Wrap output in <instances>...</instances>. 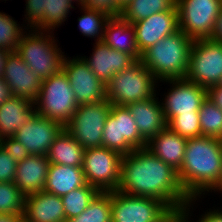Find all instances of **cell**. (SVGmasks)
<instances>
[{
  "mask_svg": "<svg viewBox=\"0 0 222 222\" xmlns=\"http://www.w3.org/2000/svg\"><path fill=\"white\" fill-rule=\"evenodd\" d=\"M117 191L155 198L172 212L184 210L190 202L177 171L146 148L134 149L123 156Z\"/></svg>",
  "mask_w": 222,
  "mask_h": 222,
  "instance_id": "obj_1",
  "label": "cell"
},
{
  "mask_svg": "<svg viewBox=\"0 0 222 222\" xmlns=\"http://www.w3.org/2000/svg\"><path fill=\"white\" fill-rule=\"evenodd\" d=\"M222 170L221 139L201 136L187 139L184 160L177 171L190 199L203 197L214 187Z\"/></svg>",
  "mask_w": 222,
  "mask_h": 222,
  "instance_id": "obj_2",
  "label": "cell"
},
{
  "mask_svg": "<svg viewBox=\"0 0 222 222\" xmlns=\"http://www.w3.org/2000/svg\"><path fill=\"white\" fill-rule=\"evenodd\" d=\"M192 43L190 36L178 30L146 49L140 61L158 81L184 79Z\"/></svg>",
  "mask_w": 222,
  "mask_h": 222,
  "instance_id": "obj_3",
  "label": "cell"
},
{
  "mask_svg": "<svg viewBox=\"0 0 222 222\" xmlns=\"http://www.w3.org/2000/svg\"><path fill=\"white\" fill-rule=\"evenodd\" d=\"M56 35L57 32L29 28L17 45L16 53L40 80H45L63 69L66 55Z\"/></svg>",
  "mask_w": 222,
  "mask_h": 222,
  "instance_id": "obj_4",
  "label": "cell"
},
{
  "mask_svg": "<svg viewBox=\"0 0 222 222\" xmlns=\"http://www.w3.org/2000/svg\"><path fill=\"white\" fill-rule=\"evenodd\" d=\"M158 80L137 60L127 69L116 73L106 84L107 100L115 105L143 101L157 95Z\"/></svg>",
  "mask_w": 222,
  "mask_h": 222,
  "instance_id": "obj_5",
  "label": "cell"
},
{
  "mask_svg": "<svg viewBox=\"0 0 222 222\" xmlns=\"http://www.w3.org/2000/svg\"><path fill=\"white\" fill-rule=\"evenodd\" d=\"M34 106L37 115L56 121L63 127L68 124L78 105L63 69L42 80L40 93Z\"/></svg>",
  "mask_w": 222,
  "mask_h": 222,
  "instance_id": "obj_6",
  "label": "cell"
},
{
  "mask_svg": "<svg viewBox=\"0 0 222 222\" xmlns=\"http://www.w3.org/2000/svg\"><path fill=\"white\" fill-rule=\"evenodd\" d=\"M222 77V42L193 40L185 80L208 89L217 86Z\"/></svg>",
  "mask_w": 222,
  "mask_h": 222,
  "instance_id": "obj_7",
  "label": "cell"
},
{
  "mask_svg": "<svg viewBox=\"0 0 222 222\" xmlns=\"http://www.w3.org/2000/svg\"><path fill=\"white\" fill-rule=\"evenodd\" d=\"M111 105L108 100L78 105L64 128L84 149L101 147L102 134Z\"/></svg>",
  "mask_w": 222,
  "mask_h": 222,
  "instance_id": "obj_8",
  "label": "cell"
},
{
  "mask_svg": "<svg viewBox=\"0 0 222 222\" xmlns=\"http://www.w3.org/2000/svg\"><path fill=\"white\" fill-rule=\"evenodd\" d=\"M123 155L107 147L85 149L82 170L87 184L100 192L117 190Z\"/></svg>",
  "mask_w": 222,
  "mask_h": 222,
  "instance_id": "obj_9",
  "label": "cell"
},
{
  "mask_svg": "<svg viewBox=\"0 0 222 222\" xmlns=\"http://www.w3.org/2000/svg\"><path fill=\"white\" fill-rule=\"evenodd\" d=\"M103 147L115 150L123 156L134 149L145 148L146 140L140 135L129 109L125 105H111L103 134Z\"/></svg>",
  "mask_w": 222,
  "mask_h": 222,
  "instance_id": "obj_10",
  "label": "cell"
},
{
  "mask_svg": "<svg viewBox=\"0 0 222 222\" xmlns=\"http://www.w3.org/2000/svg\"><path fill=\"white\" fill-rule=\"evenodd\" d=\"M171 213L155 198L111 191V222H164Z\"/></svg>",
  "mask_w": 222,
  "mask_h": 222,
  "instance_id": "obj_11",
  "label": "cell"
},
{
  "mask_svg": "<svg viewBox=\"0 0 222 222\" xmlns=\"http://www.w3.org/2000/svg\"><path fill=\"white\" fill-rule=\"evenodd\" d=\"M179 30L193 40L211 37L222 9L220 0H176Z\"/></svg>",
  "mask_w": 222,
  "mask_h": 222,
  "instance_id": "obj_12",
  "label": "cell"
},
{
  "mask_svg": "<svg viewBox=\"0 0 222 222\" xmlns=\"http://www.w3.org/2000/svg\"><path fill=\"white\" fill-rule=\"evenodd\" d=\"M164 84L169 87L165 88L167 92L164 91L163 94L160 90L164 88L161 87ZM157 90V96H161L167 124L177 115L199 113L203 101L207 98V89L185 79L159 81Z\"/></svg>",
  "mask_w": 222,
  "mask_h": 222,
  "instance_id": "obj_13",
  "label": "cell"
},
{
  "mask_svg": "<svg viewBox=\"0 0 222 222\" xmlns=\"http://www.w3.org/2000/svg\"><path fill=\"white\" fill-rule=\"evenodd\" d=\"M76 56L66 55L63 71L67 75L76 97L77 105L98 103L107 100L106 84L99 80L84 60Z\"/></svg>",
  "mask_w": 222,
  "mask_h": 222,
  "instance_id": "obj_14",
  "label": "cell"
},
{
  "mask_svg": "<svg viewBox=\"0 0 222 222\" xmlns=\"http://www.w3.org/2000/svg\"><path fill=\"white\" fill-rule=\"evenodd\" d=\"M63 129L60 123L35 113L13 137L26 148L30 155L47 156L53 141Z\"/></svg>",
  "mask_w": 222,
  "mask_h": 222,
  "instance_id": "obj_15",
  "label": "cell"
},
{
  "mask_svg": "<svg viewBox=\"0 0 222 222\" xmlns=\"http://www.w3.org/2000/svg\"><path fill=\"white\" fill-rule=\"evenodd\" d=\"M3 79L10 87L12 96L35 103L40 93L41 82L16 52H8Z\"/></svg>",
  "mask_w": 222,
  "mask_h": 222,
  "instance_id": "obj_16",
  "label": "cell"
},
{
  "mask_svg": "<svg viewBox=\"0 0 222 222\" xmlns=\"http://www.w3.org/2000/svg\"><path fill=\"white\" fill-rule=\"evenodd\" d=\"M92 45V50H89L92 53L89 56H79L104 84H107L116 73L136 62L131 55L114 50L103 41L94 42Z\"/></svg>",
  "mask_w": 222,
  "mask_h": 222,
  "instance_id": "obj_17",
  "label": "cell"
},
{
  "mask_svg": "<svg viewBox=\"0 0 222 222\" xmlns=\"http://www.w3.org/2000/svg\"><path fill=\"white\" fill-rule=\"evenodd\" d=\"M136 45L142 54L161 39L179 30L178 11H163L133 23Z\"/></svg>",
  "mask_w": 222,
  "mask_h": 222,
  "instance_id": "obj_18",
  "label": "cell"
},
{
  "mask_svg": "<svg viewBox=\"0 0 222 222\" xmlns=\"http://www.w3.org/2000/svg\"><path fill=\"white\" fill-rule=\"evenodd\" d=\"M22 218L28 222H66L60 196L40 191L25 196Z\"/></svg>",
  "mask_w": 222,
  "mask_h": 222,
  "instance_id": "obj_19",
  "label": "cell"
},
{
  "mask_svg": "<svg viewBox=\"0 0 222 222\" xmlns=\"http://www.w3.org/2000/svg\"><path fill=\"white\" fill-rule=\"evenodd\" d=\"M136 122L140 135L148 141L167 127L159 96L126 105Z\"/></svg>",
  "mask_w": 222,
  "mask_h": 222,
  "instance_id": "obj_20",
  "label": "cell"
},
{
  "mask_svg": "<svg viewBox=\"0 0 222 222\" xmlns=\"http://www.w3.org/2000/svg\"><path fill=\"white\" fill-rule=\"evenodd\" d=\"M50 162L45 155H30L16 166L13 183L25 195L44 191Z\"/></svg>",
  "mask_w": 222,
  "mask_h": 222,
  "instance_id": "obj_21",
  "label": "cell"
},
{
  "mask_svg": "<svg viewBox=\"0 0 222 222\" xmlns=\"http://www.w3.org/2000/svg\"><path fill=\"white\" fill-rule=\"evenodd\" d=\"M187 139L168 126L146 142L145 148L178 171L183 163Z\"/></svg>",
  "mask_w": 222,
  "mask_h": 222,
  "instance_id": "obj_22",
  "label": "cell"
},
{
  "mask_svg": "<svg viewBox=\"0 0 222 222\" xmlns=\"http://www.w3.org/2000/svg\"><path fill=\"white\" fill-rule=\"evenodd\" d=\"M102 41L114 50L131 55L136 61L141 59L134 26L121 16H112L108 19Z\"/></svg>",
  "mask_w": 222,
  "mask_h": 222,
  "instance_id": "obj_23",
  "label": "cell"
},
{
  "mask_svg": "<svg viewBox=\"0 0 222 222\" xmlns=\"http://www.w3.org/2000/svg\"><path fill=\"white\" fill-rule=\"evenodd\" d=\"M35 113L33 102L11 96L0 106V139L13 137Z\"/></svg>",
  "mask_w": 222,
  "mask_h": 222,
  "instance_id": "obj_24",
  "label": "cell"
},
{
  "mask_svg": "<svg viewBox=\"0 0 222 222\" xmlns=\"http://www.w3.org/2000/svg\"><path fill=\"white\" fill-rule=\"evenodd\" d=\"M86 184L82 167L50 164L44 191L62 197Z\"/></svg>",
  "mask_w": 222,
  "mask_h": 222,
  "instance_id": "obj_25",
  "label": "cell"
},
{
  "mask_svg": "<svg viewBox=\"0 0 222 222\" xmlns=\"http://www.w3.org/2000/svg\"><path fill=\"white\" fill-rule=\"evenodd\" d=\"M85 149L64 128L47 155L50 164L82 167Z\"/></svg>",
  "mask_w": 222,
  "mask_h": 222,
  "instance_id": "obj_26",
  "label": "cell"
},
{
  "mask_svg": "<svg viewBox=\"0 0 222 222\" xmlns=\"http://www.w3.org/2000/svg\"><path fill=\"white\" fill-rule=\"evenodd\" d=\"M163 11H178L176 0H130L122 7L120 16L133 24Z\"/></svg>",
  "mask_w": 222,
  "mask_h": 222,
  "instance_id": "obj_27",
  "label": "cell"
},
{
  "mask_svg": "<svg viewBox=\"0 0 222 222\" xmlns=\"http://www.w3.org/2000/svg\"><path fill=\"white\" fill-rule=\"evenodd\" d=\"M72 9L78 8L68 0H48V11H44V17L32 29L57 32L68 22Z\"/></svg>",
  "mask_w": 222,
  "mask_h": 222,
  "instance_id": "obj_28",
  "label": "cell"
},
{
  "mask_svg": "<svg viewBox=\"0 0 222 222\" xmlns=\"http://www.w3.org/2000/svg\"><path fill=\"white\" fill-rule=\"evenodd\" d=\"M80 17H77L78 29L83 37L101 42L104 36L105 25L110 18L101 11L92 10L83 6L78 7Z\"/></svg>",
  "mask_w": 222,
  "mask_h": 222,
  "instance_id": "obj_29",
  "label": "cell"
},
{
  "mask_svg": "<svg viewBox=\"0 0 222 222\" xmlns=\"http://www.w3.org/2000/svg\"><path fill=\"white\" fill-rule=\"evenodd\" d=\"M100 191L89 184L61 197L66 220L79 216Z\"/></svg>",
  "mask_w": 222,
  "mask_h": 222,
  "instance_id": "obj_30",
  "label": "cell"
},
{
  "mask_svg": "<svg viewBox=\"0 0 222 222\" xmlns=\"http://www.w3.org/2000/svg\"><path fill=\"white\" fill-rule=\"evenodd\" d=\"M28 29L24 22H18L8 13L0 11V49L16 52L21 37Z\"/></svg>",
  "mask_w": 222,
  "mask_h": 222,
  "instance_id": "obj_31",
  "label": "cell"
},
{
  "mask_svg": "<svg viewBox=\"0 0 222 222\" xmlns=\"http://www.w3.org/2000/svg\"><path fill=\"white\" fill-rule=\"evenodd\" d=\"M66 222H111V191L99 192L85 211Z\"/></svg>",
  "mask_w": 222,
  "mask_h": 222,
  "instance_id": "obj_32",
  "label": "cell"
},
{
  "mask_svg": "<svg viewBox=\"0 0 222 222\" xmlns=\"http://www.w3.org/2000/svg\"><path fill=\"white\" fill-rule=\"evenodd\" d=\"M199 118L202 136L222 138V110L208 98L199 109Z\"/></svg>",
  "mask_w": 222,
  "mask_h": 222,
  "instance_id": "obj_33",
  "label": "cell"
},
{
  "mask_svg": "<svg viewBox=\"0 0 222 222\" xmlns=\"http://www.w3.org/2000/svg\"><path fill=\"white\" fill-rule=\"evenodd\" d=\"M25 195L13 182H0V214L23 215Z\"/></svg>",
  "mask_w": 222,
  "mask_h": 222,
  "instance_id": "obj_34",
  "label": "cell"
},
{
  "mask_svg": "<svg viewBox=\"0 0 222 222\" xmlns=\"http://www.w3.org/2000/svg\"><path fill=\"white\" fill-rule=\"evenodd\" d=\"M167 126L180 136L190 139L201 137L199 113H187L175 116Z\"/></svg>",
  "mask_w": 222,
  "mask_h": 222,
  "instance_id": "obj_35",
  "label": "cell"
},
{
  "mask_svg": "<svg viewBox=\"0 0 222 222\" xmlns=\"http://www.w3.org/2000/svg\"><path fill=\"white\" fill-rule=\"evenodd\" d=\"M202 201H204L203 197L199 198H193L190 200L188 205L184 208V210L191 216L194 217L193 219L195 220L194 222H222V204L217 203V206L214 201V206L211 208H207V210H203V213L200 214L199 210V215L196 216V214H193V212L199 207ZM200 203V204H199ZM220 206L218 207V205ZM197 217L195 219V216Z\"/></svg>",
  "mask_w": 222,
  "mask_h": 222,
  "instance_id": "obj_36",
  "label": "cell"
},
{
  "mask_svg": "<svg viewBox=\"0 0 222 222\" xmlns=\"http://www.w3.org/2000/svg\"><path fill=\"white\" fill-rule=\"evenodd\" d=\"M44 11H48V0H25L24 24L28 28H33L43 17Z\"/></svg>",
  "mask_w": 222,
  "mask_h": 222,
  "instance_id": "obj_37",
  "label": "cell"
},
{
  "mask_svg": "<svg viewBox=\"0 0 222 222\" xmlns=\"http://www.w3.org/2000/svg\"><path fill=\"white\" fill-rule=\"evenodd\" d=\"M0 145L17 164L30 156L26 148L14 137L0 139Z\"/></svg>",
  "mask_w": 222,
  "mask_h": 222,
  "instance_id": "obj_38",
  "label": "cell"
},
{
  "mask_svg": "<svg viewBox=\"0 0 222 222\" xmlns=\"http://www.w3.org/2000/svg\"><path fill=\"white\" fill-rule=\"evenodd\" d=\"M82 6L104 12L110 17L120 16L122 11V7L118 4L117 0H84Z\"/></svg>",
  "mask_w": 222,
  "mask_h": 222,
  "instance_id": "obj_39",
  "label": "cell"
},
{
  "mask_svg": "<svg viewBox=\"0 0 222 222\" xmlns=\"http://www.w3.org/2000/svg\"><path fill=\"white\" fill-rule=\"evenodd\" d=\"M17 163L0 145V182H13L16 175Z\"/></svg>",
  "mask_w": 222,
  "mask_h": 222,
  "instance_id": "obj_40",
  "label": "cell"
},
{
  "mask_svg": "<svg viewBox=\"0 0 222 222\" xmlns=\"http://www.w3.org/2000/svg\"><path fill=\"white\" fill-rule=\"evenodd\" d=\"M207 98L222 110V87L217 85L207 89Z\"/></svg>",
  "mask_w": 222,
  "mask_h": 222,
  "instance_id": "obj_41",
  "label": "cell"
},
{
  "mask_svg": "<svg viewBox=\"0 0 222 222\" xmlns=\"http://www.w3.org/2000/svg\"><path fill=\"white\" fill-rule=\"evenodd\" d=\"M164 222H194V219L185 210H180L172 212Z\"/></svg>",
  "mask_w": 222,
  "mask_h": 222,
  "instance_id": "obj_42",
  "label": "cell"
},
{
  "mask_svg": "<svg viewBox=\"0 0 222 222\" xmlns=\"http://www.w3.org/2000/svg\"><path fill=\"white\" fill-rule=\"evenodd\" d=\"M210 39L217 42H222V9L216 19L215 27Z\"/></svg>",
  "mask_w": 222,
  "mask_h": 222,
  "instance_id": "obj_43",
  "label": "cell"
},
{
  "mask_svg": "<svg viewBox=\"0 0 222 222\" xmlns=\"http://www.w3.org/2000/svg\"><path fill=\"white\" fill-rule=\"evenodd\" d=\"M12 96L11 90L7 82L0 77V106Z\"/></svg>",
  "mask_w": 222,
  "mask_h": 222,
  "instance_id": "obj_44",
  "label": "cell"
},
{
  "mask_svg": "<svg viewBox=\"0 0 222 222\" xmlns=\"http://www.w3.org/2000/svg\"><path fill=\"white\" fill-rule=\"evenodd\" d=\"M219 194L222 196V170H221V173H220L218 181L216 182L214 187L205 196L206 197L207 196H211L212 198H214L213 197L214 195H215V197H216V195H218V197L220 198L221 196Z\"/></svg>",
  "mask_w": 222,
  "mask_h": 222,
  "instance_id": "obj_45",
  "label": "cell"
},
{
  "mask_svg": "<svg viewBox=\"0 0 222 222\" xmlns=\"http://www.w3.org/2000/svg\"><path fill=\"white\" fill-rule=\"evenodd\" d=\"M22 215L16 214H0V222H19Z\"/></svg>",
  "mask_w": 222,
  "mask_h": 222,
  "instance_id": "obj_46",
  "label": "cell"
},
{
  "mask_svg": "<svg viewBox=\"0 0 222 222\" xmlns=\"http://www.w3.org/2000/svg\"><path fill=\"white\" fill-rule=\"evenodd\" d=\"M7 51H4L2 49H0V77H2L3 75V71H4V66H5V61L7 59Z\"/></svg>",
  "mask_w": 222,
  "mask_h": 222,
  "instance_id": "obj_47",
  "label": "cell"
},
{
  "mask_svg": "<svg viewBox=\"0 0 222 222\" xmlns=\"http://www.w3.org/2000/svg\"><path fill=\"white\" fill-rule=\"evenodd\" d=\"M70 1L72 4H75L76 7H80L83 5L84 0H68Z\"/></svg>",
  "mask_w": 222,
  "mask_h": 222,
  "instance_id": "obj_48",
  "label": "cell"
},
{
  "mask_svg": "<svg viewBox=\"0 0 222 222\" xmlns=\"http://www.w3.org/2000/svg\"><path fill=\"white\" fill-rule=\"evenodd\" d=\"M118 1V4L123 7L125 6L130 0H117Z\"/></svg>",
  "mask_w": 222,
  "mask_h": 222,
  "instance_id": "obj_49",
  "label": "cell"
},
{
  "mask_svg": "<svg viewBox=\"0 0 222 222\" xmlns=\"http://www.w3.org/2000/svg\"><path fill=\"white\" fill-rule=\"evenodd\" d=\"M218 85L222 87V77Z\"/></svg>",
  "mask_w": 222,
  "mask_h": 222,
  "instance_id": "obj_50",
  "label": "cell"
},
{
  "mask_svg": "<svg viewBox=\"0 0 222 222\" xmlns=\"http://www.w3.org/2000/svg\"><path fill=\"white\" fill-rule=\"evenodd\" d=\"M19 222H28V221H25V220L22 218Z\"/></svg>",
  "mask_w": 222,
  "mask_h": 222,
  "instance_id": "obj_51",
  "label": "cell"
}]
</instances>
